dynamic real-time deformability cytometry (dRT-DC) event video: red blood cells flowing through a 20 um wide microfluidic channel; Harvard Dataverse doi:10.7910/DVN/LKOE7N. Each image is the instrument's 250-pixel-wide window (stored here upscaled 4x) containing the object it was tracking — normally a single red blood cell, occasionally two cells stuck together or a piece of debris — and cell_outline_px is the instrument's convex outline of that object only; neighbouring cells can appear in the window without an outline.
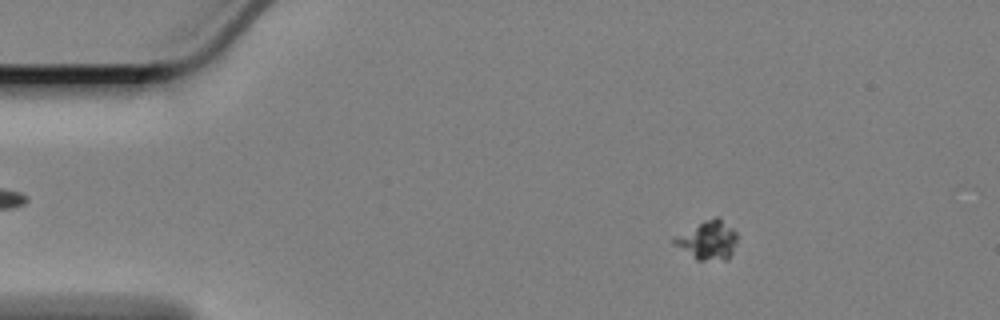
{"species": "Egyptian fruit bat (a non-hibernating species)", "species_latin": "Rousettus aegyptiacus", "temperature_condition": "cold", "stored_images_in_passage": 56, "camera_frame_rate_fps": 3000, "um_per_image_px": 0.085, "animal": {"sex": "female"}, "frame": {"image": 1, "passage_image": 5, "time_ms": 1.333, "image_size_px": [1000, 320], "cell_outline_px": [[736, 244], [728, 260], [696, 260], [672, 244], [672, 236], [704, 220], [716, 216], [732, 228], [736, 232]], "centroid_in_image_um": [60.11, 20.43], "position_along_channel_um": 24.9, "area_um2": 14.45}}
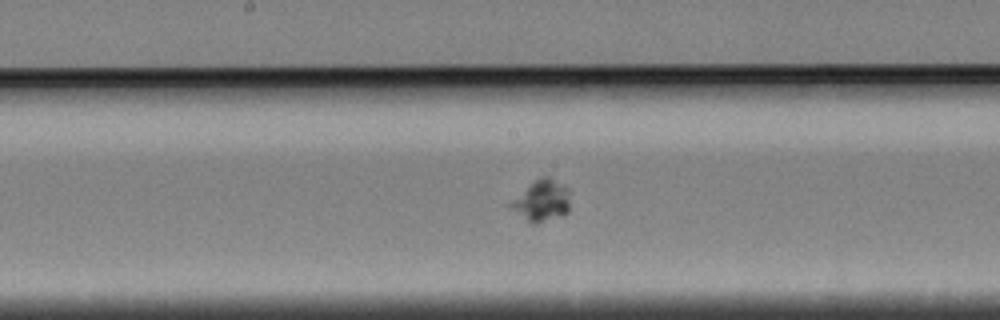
{"frame": {"image": 2, "passage_image": 27, "time_ms": 8.667, "image_size_px": [1000, 320], "cell_outline_px": [[568, 212], [564, 216], [536, 224], [532, 224], [512, 208], [508, 204], [536, 180], [544, 176], [548, 176], [568, 188]], "centroid_in_image_um": [46.09, 17.09], "position_along_channel_um": 202.1, "area_um2": 13.81}}
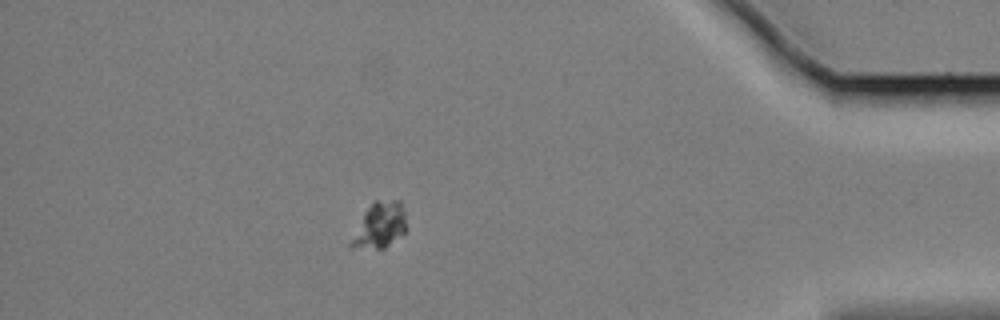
{"frame": {"image": 3, "passage_image": 49, "time_ms": 16.0, "image_size_px": [1000, 320], "cell_outline_px": [[404, 232], [384, 248], [352, 248], [348, 244], [364, 212], [376, 200], [400, 200], [404, 212]], "centroid_in_image_um": [32.23, 19.15], "position_along_channel_um": 403.0, "area_um2": 14.28}}